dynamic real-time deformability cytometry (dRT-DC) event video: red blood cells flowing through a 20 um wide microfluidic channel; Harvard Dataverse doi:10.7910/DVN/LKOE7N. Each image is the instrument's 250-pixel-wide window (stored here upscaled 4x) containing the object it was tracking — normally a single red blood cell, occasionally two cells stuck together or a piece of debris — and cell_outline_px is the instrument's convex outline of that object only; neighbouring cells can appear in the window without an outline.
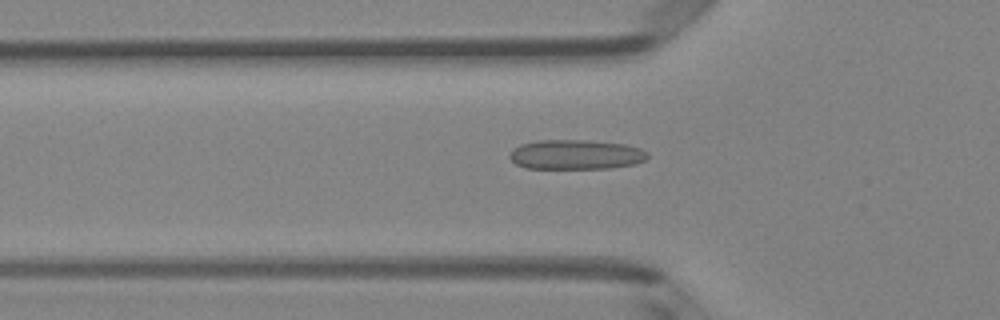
{"species": "Egyptian fruit bat (a non-hibernating species)", "species_latin": "Rousettus aegyptiacus", "temperature_condition": "room temperature", "stored_images_in_passage": 50, "camera_frame_rate_fps": 3000, "um_per_image_px": 0.085, "animal": {"sex": "female"}, "frame": {"image": 1, "passage_image": 17, "time_ms": 5.333, "image_size_px": [1000, 320], "cell_outline_px": [[648, 156], [644, 160], [636, 164], [612, 168], [524, 168], [516, 164], [508, 156], [520, 144], [536, 140], [588, 140], [628, 144], [640, 148], [648, 152]], "centroid_in_image_um": [48.98, 13.13], "position_along_channel_um": 76.8, "area_um2": 23.99}}
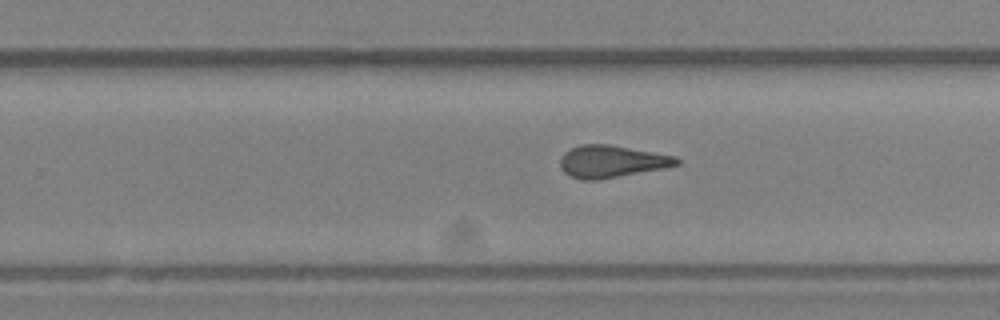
{"frame": {"image": 2, "passage_image": 32, "time_ms": 10.333, "image_size_px": [1000, 320], "cell_outline_px": [[680, 164], [664, 168], [600, 180], [584, 180], [572, 176], [564, 172], [560, 164], [560, 160], [564, 152], [580, 144], [608, 144], [676, 156], [680, 160]], "centroid_in_image_um": [52.0, 13.72], "position_along_channel_um": 277.8, "area_um2": 21.79}}
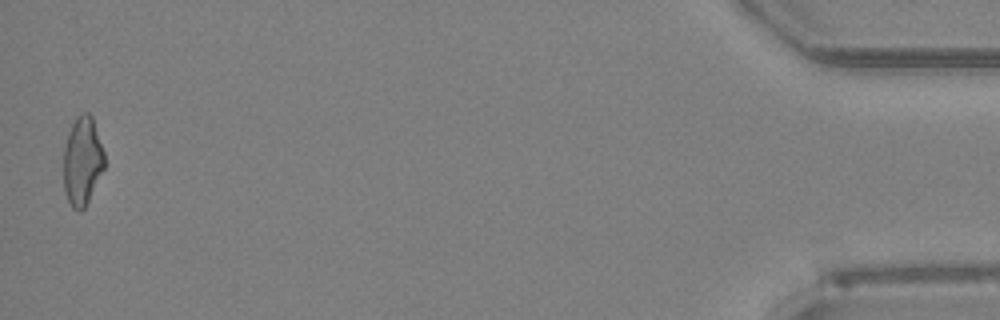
{"frame": {"image": 3, "passage_image": 50, "time_ms": 16.333, "image_size_px": [1000, 320], "cell_outline_px": [[104, 168], [84, 208], [80, 212], [72, 208], [68, 200], [64, 188], [64, 148], [68, 132], [76, 116], [80, 112], [88, 112], [92, 116], [104, 152]], "centroid_in_image_um": [6.99, 13.66], "position_along_channel_um": 428.2, "area_um2": 20.98}, "authors_computed_cell_mechanics": {"area_um2": 21.964, "velocity_mm_per_s": 4.0344, "shape_relaxation_time_tau1_ms": null, "shape_relaxation_time_tau2_ms": 1.9563, "deformation_change_tau1": null, "deformation_change_tau2": 0.11}}